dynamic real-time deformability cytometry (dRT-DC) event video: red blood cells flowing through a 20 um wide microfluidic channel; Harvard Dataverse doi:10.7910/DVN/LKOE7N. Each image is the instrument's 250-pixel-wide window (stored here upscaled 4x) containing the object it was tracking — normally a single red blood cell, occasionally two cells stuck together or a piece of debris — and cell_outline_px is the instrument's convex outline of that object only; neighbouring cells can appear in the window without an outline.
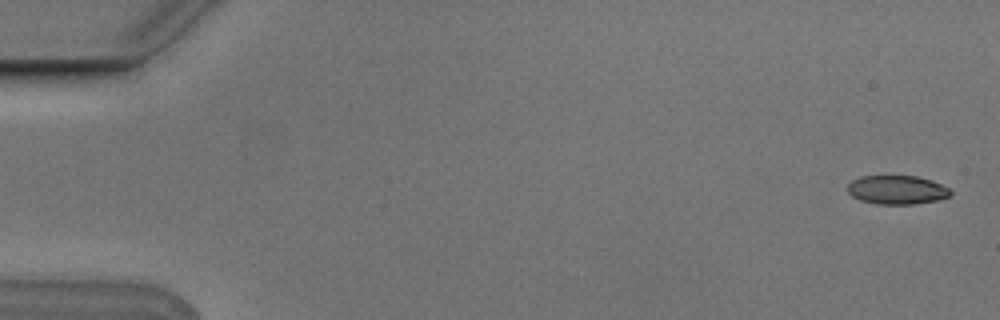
{"species": "Egyptian fruit bat (a non-hibernating species)", "species_latin": "Rousettus aegyptiacus", "temperature_condition": "cold", "stored_images_in_passage": 7, "camera_frame_rate_fps": 3000, "um_per_image_px": 0.085, "animal": {"sex": "male"}, "frame": {"image": 1, "passage_image": 1, "time_ms": 0.0, "image_size_px": [1000, 320], "cell_outline_px": [[952, 196], [936, 200], [916, 204], [876, 204], [860, 200], [852, 196], [844, 188], [852, 180], [860, 176], [916, 176], [932, 180], [948, 188], [952, 192]], "centroid_in_image_um": [76.21, 16.14], "position_along_channel_um": 8.8, "area_um2": 17.46}}
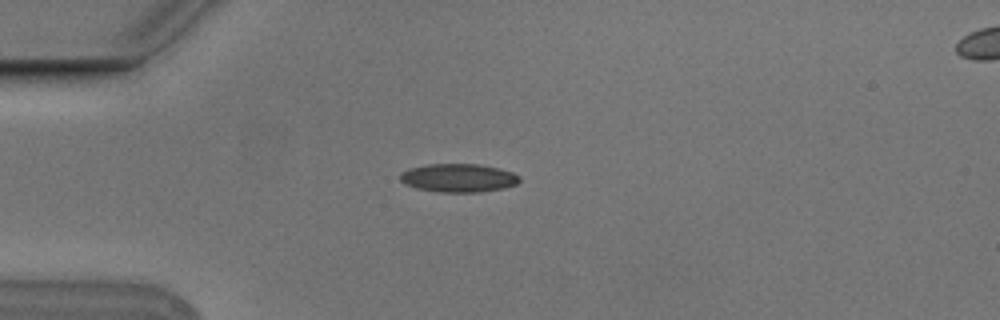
{"frame": {"image": 2, "passage_image": 5, "time_ms": 1.333, "image_size_px": [1000, 320], "cell_outline_px": [[520, 180], [516, 184], [504, 188], [480, 192], [440, 192], [416, 188], [404, 184], [400, 180], [400, 172], [408, 168], [428, 164], [480, 164], [500, 168], [512, 172], [520, 176]], "centroid_in_image_um": [38.96, 15.12], "position_along_channel_um": 46.0, "area_um2": 19.94}}